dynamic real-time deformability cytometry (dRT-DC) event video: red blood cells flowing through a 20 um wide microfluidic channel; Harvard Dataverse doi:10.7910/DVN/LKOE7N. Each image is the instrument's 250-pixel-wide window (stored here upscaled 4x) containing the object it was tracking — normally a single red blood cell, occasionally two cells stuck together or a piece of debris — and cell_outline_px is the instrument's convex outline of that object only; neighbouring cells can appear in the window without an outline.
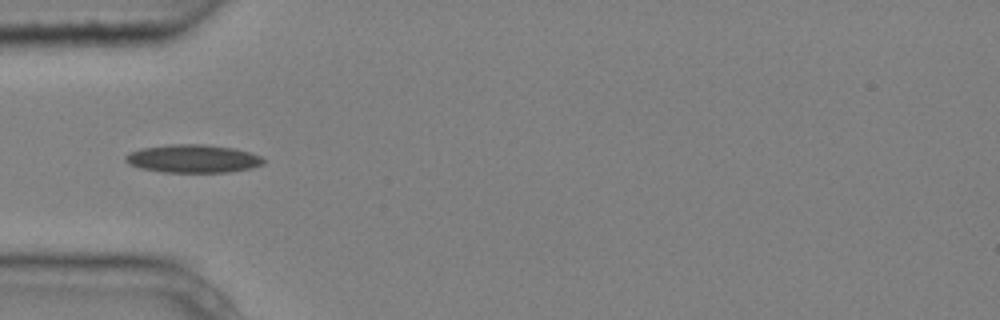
{"species": "common noctule bat (a hibernating species)", "species_latin": "Nyctalus noctula", "temperature_condition": "cold", "stored_images_in_passage": 1, "camera_frame_rate_fps": 3000, "um_per_image_px": 0.085, "animal": {"sex": "male", "body_mass_g": 20.4}, "frame": {"image": 1, "passage_image": 1, "time_ms": 0.0, "image_size_px": [1000, 320], "cell_outline_px": [[264, 164], [252, 168], [228, 172], [160, 172], [140, 168], [128, 164], [124, 160], [124, 156], [128, 152], [140, 148], [172, 144], [204, 144], [232, 148], [252, 152], [260, 156], [264, 160]], "centroid_in_image_um": [16.37, 13.48], "position_along_channel_um": 68.6, "area_um2": 22.83}}